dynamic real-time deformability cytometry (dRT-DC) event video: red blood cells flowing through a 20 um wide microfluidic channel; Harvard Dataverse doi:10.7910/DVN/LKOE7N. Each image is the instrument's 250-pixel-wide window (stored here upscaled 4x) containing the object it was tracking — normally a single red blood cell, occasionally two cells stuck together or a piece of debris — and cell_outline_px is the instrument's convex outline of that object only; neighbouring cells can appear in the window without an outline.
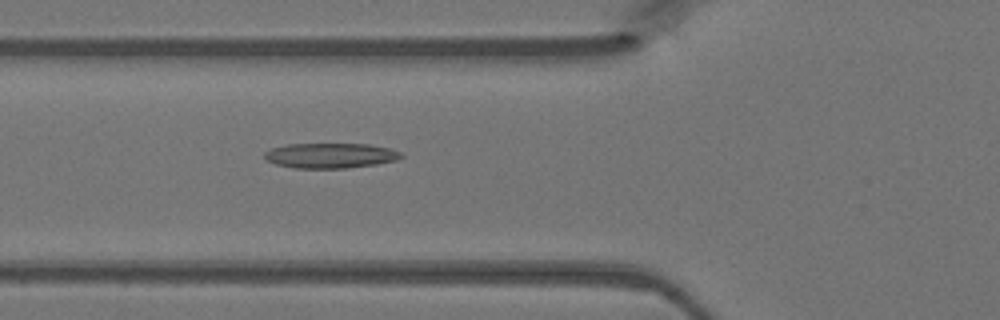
{"species": "Egyptian fruit bat (a non-hibernating species)", "species_latin": "Rousettus aegyptiacus", "temperature_condition": "warm", "stored_images_in_passage": 44, "camera_frame_rate_fps": 3000, "um_per_image_px": 0.085, "animal": {"sex": "female"}, "frame": {"image": 1, "passage_image": 14, "time_ms": 4.333, "image_size_px": [1000, 320], "cell_outline_px": [[404, 156], [396, 160], [376, 164], [348, 168], [296, 168], [276, 164], [268, 160], [264, 156], [264, 152], [272, 148], [288, 144], [368, 144], [388, 148], [400, 152]], "centroid_in_image_um": [28.09, 13.22], "position_along_channel_um": 97.7, "area_um2": 19.83}}
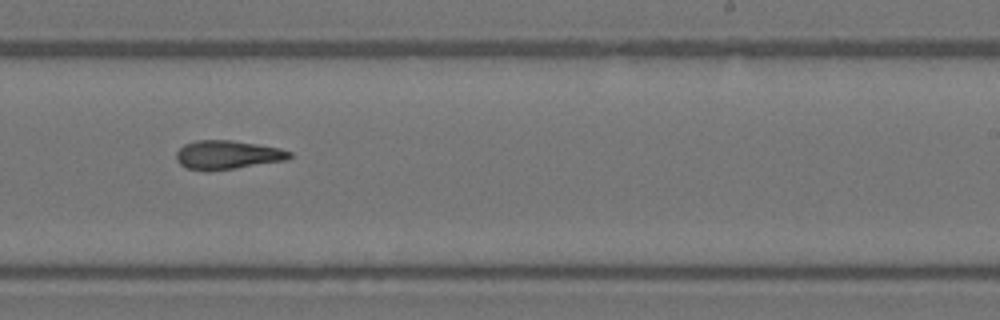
{"frame": {"image": 2, "passage_image": 26, "time_ms": 8.333, "image_size_px": [1000, 320], "cell_outline_px": [[292, 156], [288, 160], [236, 168], [188, 168], [180, 164], [176, 160], [176, 152], [184, 144], [196, 140], [232, 140], [280, 148], [292, 152]], "centroid_in_image_um": [19.39, 13.12], "position_along_channel_um": 269.6, "area_um2": 18.5}}
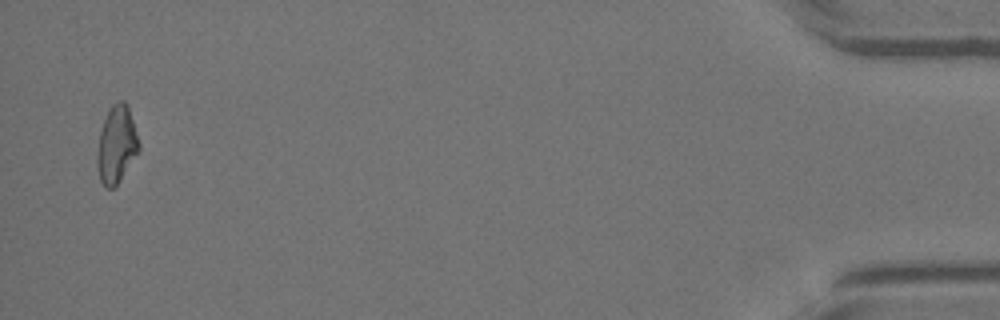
{"frame": {"image": 3, "passage_image": 43, "time_ms": 14.0, "image_size_px": [1000, 320], "cell_outline_px": [[140, 152], [120, 180], [112, 188], [104, 188], [100, 180], [96, 164], [96, 156], [100, 132], [104, 120], [112, 104], [116, 100], [124, 100], [128, 104], [140, 144]], "centroid_in_image_um": [9.92, 12.29], "position_along_channel_um": 425.3, "area_um2": 19.07}}